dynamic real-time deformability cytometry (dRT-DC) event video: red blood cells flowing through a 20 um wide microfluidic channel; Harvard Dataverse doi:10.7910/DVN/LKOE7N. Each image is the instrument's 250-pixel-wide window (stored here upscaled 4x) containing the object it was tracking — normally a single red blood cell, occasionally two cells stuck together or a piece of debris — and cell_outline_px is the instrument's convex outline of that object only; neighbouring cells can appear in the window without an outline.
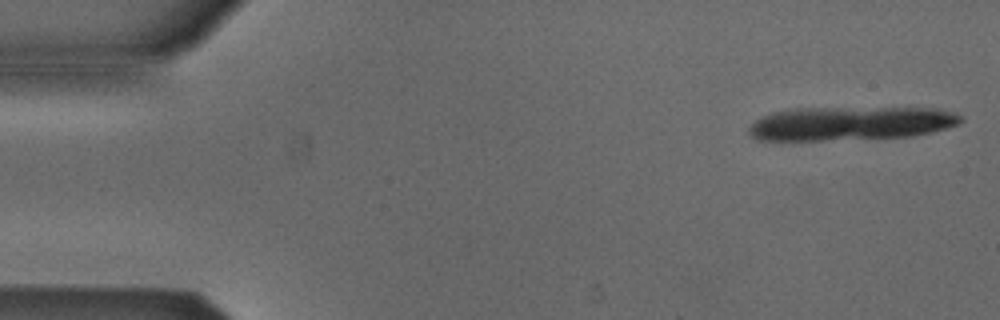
{"species": "Egyptian fruit bat (a non-hibernating species)", "species_latin": "Rousettus aegyptiacus", "temperature_condition": "cold", "stored_images_in_passage": 18, "camera_frame_rate_fps": 3000, "um_per_image_px": 0.085, "animal": {"sex": "male"}, "frame": {"image": 1, "passage_image": 1, "time_ms": 0.0, "image_size_px": [1000, 320], "cell_outline_px": [[964, 120], [960, 124], [912, 136], [824, 140], [756, 140], [748, 132], [748, 128], [756, 120], [772, 112], [792, 108], [932, 108], [952, 112], [960, 116]], "centroid_in_image_um": [72.26, 10.48], "position_along_channel_um": 12.7, "area_um2": 41.38}}